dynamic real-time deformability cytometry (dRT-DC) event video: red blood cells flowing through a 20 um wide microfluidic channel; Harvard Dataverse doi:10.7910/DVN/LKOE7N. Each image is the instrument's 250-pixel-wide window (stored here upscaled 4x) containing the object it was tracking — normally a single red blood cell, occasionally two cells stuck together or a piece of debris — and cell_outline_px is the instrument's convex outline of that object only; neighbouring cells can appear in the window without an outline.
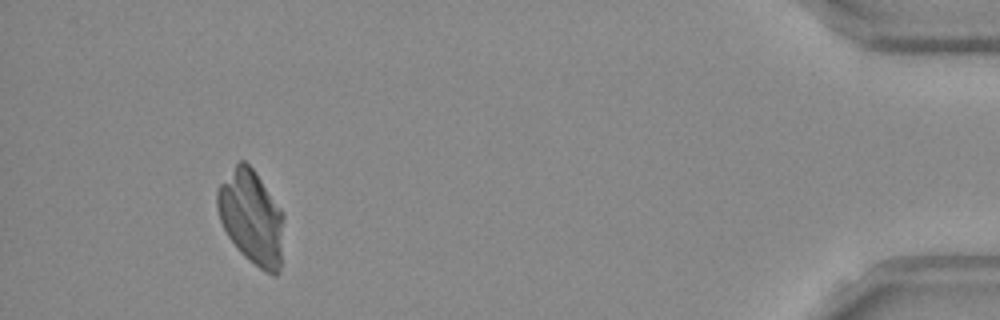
{"species": "Egyptian fruit bat (a non-hibernating species)", "species_latin": "Rousettus aegyptiacus", "temperature_condition": "room temperature", "stored_images_in_passage": 52, "camera_frame_rate_fps": 3000, "um_per_image_px": 0.085, "frame": {"image": 1, "passage_image": 48, "time_ms": 15.667, "image_size_px": [1000, 320], "cell_outline_px": [[284, 216], [280, 272], [276, 276], [264, 272], [248, 260], [240, 252], [228, 236], [220, 220], [216, 208], [216, 192], [220, 184], [236, 164], [240, 160], [244, 160], [252, 168], [284, 212]], "centroid_in_image_um": [21.38, 18.51], "position_along_channel_um": 413.8, "area_um2": 36.53}}